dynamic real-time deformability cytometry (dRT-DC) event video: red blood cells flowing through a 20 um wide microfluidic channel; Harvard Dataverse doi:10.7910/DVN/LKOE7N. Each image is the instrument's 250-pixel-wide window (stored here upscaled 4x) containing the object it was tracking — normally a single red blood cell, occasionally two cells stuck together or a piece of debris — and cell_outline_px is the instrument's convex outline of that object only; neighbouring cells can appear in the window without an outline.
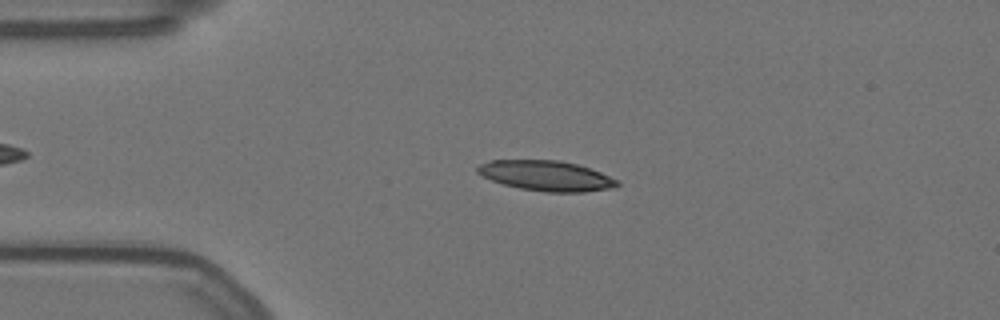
{"species": "Egyptian fruit bat (a non-hibernating species)", "species_latin": "Rousettus aegyptiacus", "temperature_condition": "warm", "stored_images_in_passage": 51, "camera_frame_rate_fps": 3000, "um_per_image_px": 0.085, "animal": {"sex": "female"}, "frame": {"image": 1, "passage_image": 12, "time_ms": 3.667, "image_size_px": [1000, 320], "cell_outline_px": [[620, 184], [612, 188], [584, 192], [548, 192], [520, 188], [504, 184], [492, 180], [476, 172], [476, 168], [480, 164], [488, 160], [560, 160], [576, 164], [600, 172], [620, 180]], "centroid_in_image_um": [46.45, 14.93], "position_along_channel_um": 38.6, "area_um2": 24.51}}
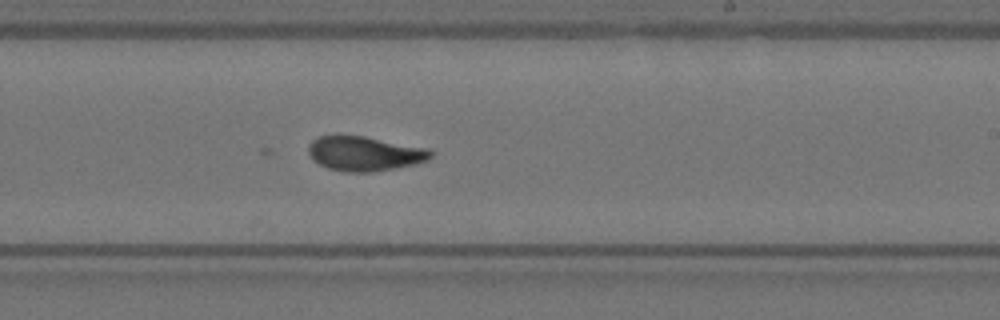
{"frame": {"image": 2, "passage_image": 33, "time_ms": 10.667, "image_size_px": [1000, 320], "cell_outline_px": [[432, 156], [428, 160], [396, 168], [372, 172], [344, 172], [328, 168], [312, 160], [308, 152], [308, 144], [312, 140], [320, 136], [364, 136], [432, 148]], "centroid_in_image_um": [31.01, 13.05], "position_along_channel_um": 258.0, "area_um2": 24.8}}
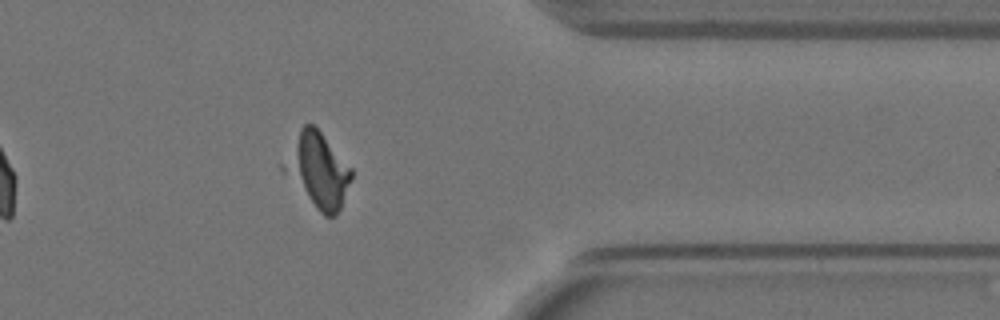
{"frame": {"image": 3, "passage_image": 45, "time_ms": 14.667, "image_size_px": [1000, 320], "cell_outline_px": [[352, 180], [340, 208], [336, 216], [324, 216], [316, 208], [280, 168], [280, 164], [300, 128], [304, 124], [312, 124], [320, 132], [352, 168]], "centroid_in_image_um": [27.0, 14.47], "position_along_channel_um": 384.4, "area_um2": 28.84}}